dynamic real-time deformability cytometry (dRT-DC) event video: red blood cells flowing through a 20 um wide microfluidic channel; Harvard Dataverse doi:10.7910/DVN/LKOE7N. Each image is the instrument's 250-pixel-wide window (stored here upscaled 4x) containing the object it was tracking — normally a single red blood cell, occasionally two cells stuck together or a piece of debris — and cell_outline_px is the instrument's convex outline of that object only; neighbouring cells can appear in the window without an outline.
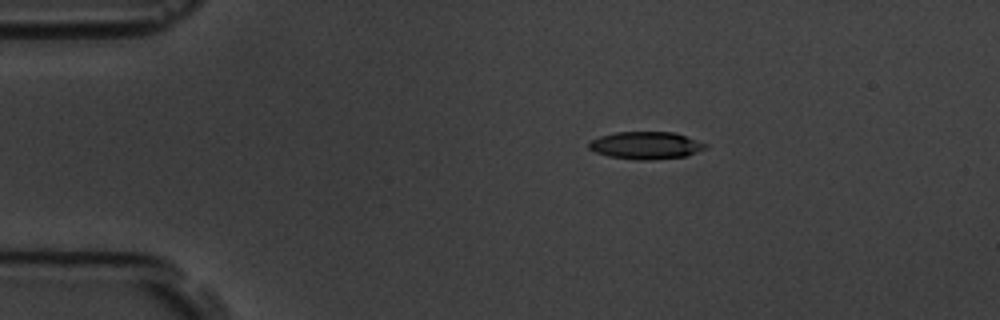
{"species": "common noctule bat (a hibernating species)", "species_latin": "Nyctalus noctula", "temperature_condition": "room temperature", "stored_images_in_passage": 3, "camera_frame_rate_fps": 3000, "um_per_image_px": 0.085, "animal": {"sex": "male", "body_mass_g": 19.5, "forearm_length_mm": 54.6}, "frame": {"image": 1, "passage_image": 1, "time_ms": 0.0, "image_size_px": [1000, 320], "cell_outline_px": [[708, 148], [684, 156], [652, 160], [636, 160], [608, 156], [596, 152], [588, 148], [588, 144], [592, 140], [600, 136], [616, 132], [672, 132], [708, 144]], "centroid_in_image_um": [54.89, 12.36], "position_along_channel_um": 30.1, "area_um2": 18.5}}